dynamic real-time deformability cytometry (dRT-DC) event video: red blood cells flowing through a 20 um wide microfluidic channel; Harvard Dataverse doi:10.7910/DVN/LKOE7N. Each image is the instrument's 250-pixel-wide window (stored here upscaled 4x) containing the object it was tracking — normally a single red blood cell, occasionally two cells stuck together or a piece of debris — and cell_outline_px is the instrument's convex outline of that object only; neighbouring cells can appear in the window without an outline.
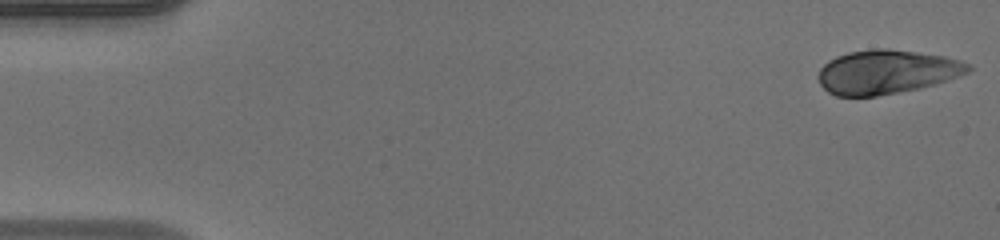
{"species": "human", "species_latin": "Homo sapiens", "temperature_condition": "warm", "stored_images_in_passage": 48, "camera_frame_rate_fps": 3000, "um_per_image_px": 0.085, "donor": {"sex": "male"}, "frame": {"image": 1, "passage_image": 1, "time_ms": 0.0, "image_size_px": [1000, 240], "cell_outline_px": [[972, 68], [968, 72], [920, 88], [900, 92], [876, 96], [836, 96], [828, 92], [820, 84], [820, 68], [828, 60], [836, 56], [848, 52], [876, 48], [888, 48], [944, 56], [960, 60], [968, 64]], "centroid_in_image_um": [75.33, 6.1], "position_along_channel_um": 9.7, "area_um2": 38.09}}
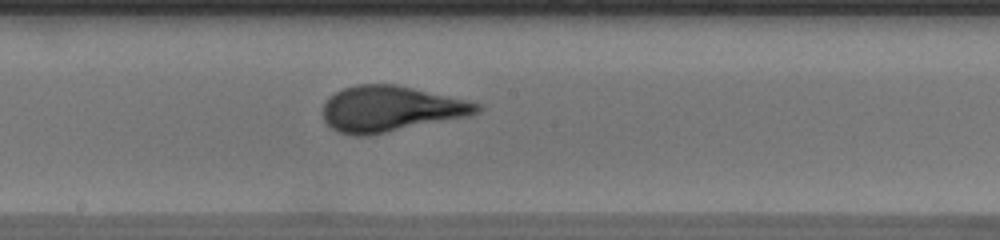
{"frame": {"image": 2, "passage_image": 26, "time_ms": 8.333, "image_size_px": [1000, 240], "cell_outline_px": [[484, 108], [480, 112], [468, 116], [368, 136], [356, 136], [340, 132], [332, 128], [324, 120], [324, 104], [328, 96], [344, 88], [356, 84], [396, 84], [468, 100], [484, 104]], "centroid_in_image_um": [33.24, 9.24], "position_along_channel_um": 215.0, "area_um2": 41.15}}
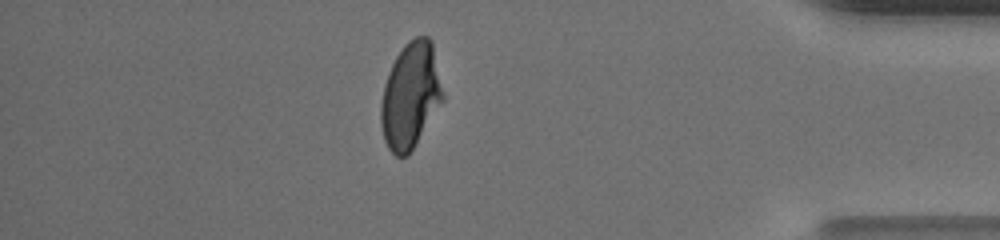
{"frame": {"image": 3, "passage_image": 42, "time_ms": 13.667, "image_size_px": [1000, 240], "cell_outline_px": [[444, 100], [408, 156], [396, 156], [388, 148], [384, 140], [380, 124], [380, 104], [384, 84], [388, 72], [396, 56], [404, 44], [408, 40], [416, 36], [428, 36], [432, 40], [444, 92]], "centroid_in_image_um": [34.89, 8.11], "position_along_channel_um": 400.3, "area_um2": 38.67}}